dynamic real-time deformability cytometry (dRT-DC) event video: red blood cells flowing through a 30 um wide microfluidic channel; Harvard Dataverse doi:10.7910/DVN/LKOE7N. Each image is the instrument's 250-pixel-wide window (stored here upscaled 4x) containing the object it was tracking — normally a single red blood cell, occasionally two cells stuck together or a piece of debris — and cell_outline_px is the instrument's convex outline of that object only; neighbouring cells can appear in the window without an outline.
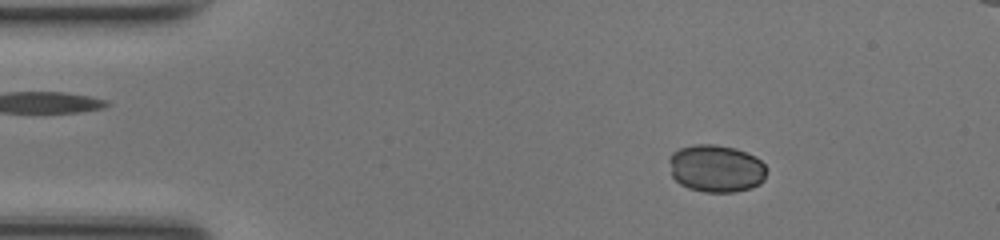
{"species": "common noctule bat (a hibernating species)", "species_latin": "Nyctalus noctula", "temperature_condition": "room temperature", "stored_images_in_passage": 44, "camera_frame_rate_fps": 3000, "um_per_image_px": 0.085, "animal": {"sex": "female", "body_mass_g": 17.0, "forearm_length_mm": 48.0}, "frame": {"image": 1, "passage_image": 3, "time_ms": 0.667, "image_size_px": [1000, 240], "cell_outline_px": [[768, 168], [764, 180], [760, 184], [752, 188], [736, 192], [704, 192], [688, 188], [680, 184], [672, 176], [668, 160], [668, 156], [672, 152], [680, 148], [696, 144], [716, 144], [736, 148], [748, 152], [760, 160]], "centroid_in_image_um": [60.88, 14.32], "position_along_channel_um": 24.1, "area_um2": 27.46}}
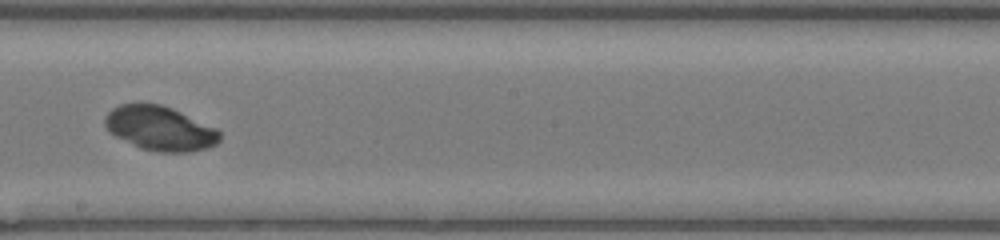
{"frame": {"image": 2, "passage_image": 23, "time_ms": 7.333, "image_size_px": [1000, 240], "cell_outline_px": [[220, 140], [216, 144], [208, 148], [192, 152], [156, 152], [140, 148], [108, 132], [104, 124], [104, 116], [112, 108], [120, 104], [160, 104], [172, 108], [216, 128], [220, 132]], "centroid_in_image_um": [13.59, 10.92], "position_along_channel_um": 234.6, "area_um2": 29.71}}
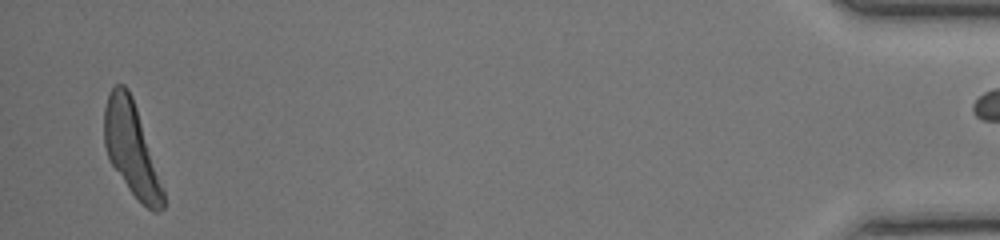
{"frame": {"image": 3, "passage_image": 43, "time_ms": 14.0, "image_size_px": [1000, 240], "cell_outline_px": [[164, 208], [156, 212], [152, 212], [128, 188], [108, 160], [104, 144], [104, 108], [108, 92], [116, 84], [124, 84], [128, 88], [132, 96], [164, 192]], "centroid_in_image_um": [11.12, 12.62], "position_along_channel_um": 424.1, "area_um2": 31.21}, "authors_computed_cell_mechanics": {"area_um2": 29.3624, "velocity_mm_per_s": 4.236, "shape_relaxation_time_tau1_ms": 1.1764, "shape_relaxation_time_tau2_ms": null, "deformation_change_tau1": null, "deformation_change_tau2": null}}